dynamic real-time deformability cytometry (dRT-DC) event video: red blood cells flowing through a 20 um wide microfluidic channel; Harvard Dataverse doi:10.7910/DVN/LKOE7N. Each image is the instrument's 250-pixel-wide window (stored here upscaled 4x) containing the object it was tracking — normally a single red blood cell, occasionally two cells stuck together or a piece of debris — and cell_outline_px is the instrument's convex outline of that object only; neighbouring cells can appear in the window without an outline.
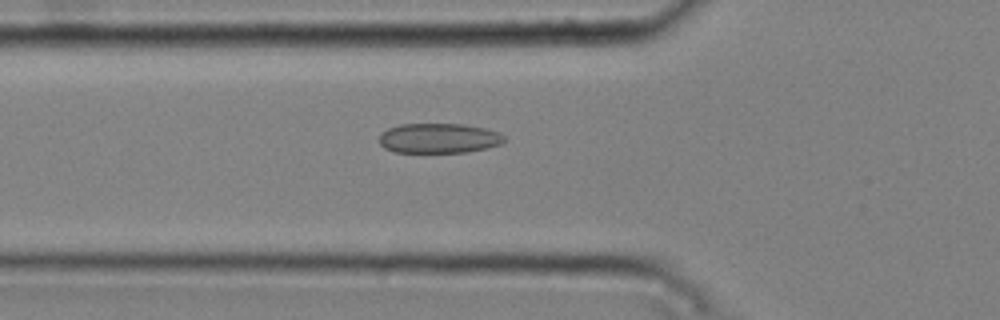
{"species": "common noctule bat (a hibernating species)", "species_latin": "Nyctalus noctula", "temperature_condition": "cold", "stored_images_in_passage": 32, "camera_frame_rate_fps": 3000, "um_per_image_px": 0.085, "animal": {"sex": "male", "body_mass_g": 20.4}, "frame": {"image": 1, "passage_image": 3, "time_ms": 0.667, "image_size_px": [1000, 320], "cell_outline_px": [[504, 140], [500, 144], [484, 148], [464, 152], [392, 152], [384, 148], [380, 144], [380, 132], [388, 128], [400, 124], [464, 124], [484, 128], [500, 132], [504, 136]], "centroid_in_image_um": [37.26, 11.74], "position_along_channel_um": 88.5, "area_um2": 21.73}}
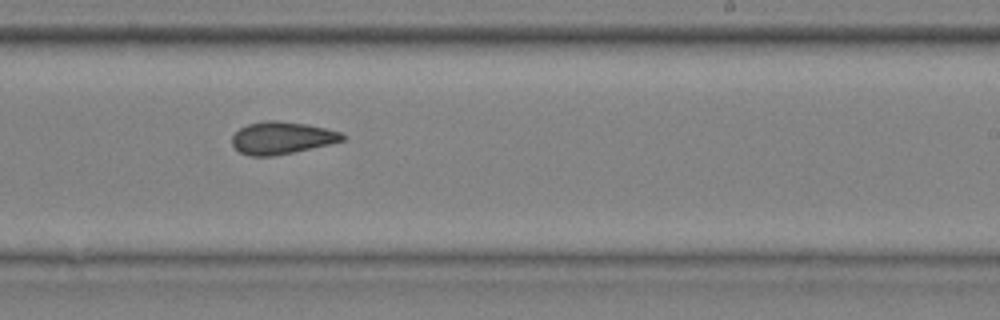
{"frame": {"image": 2, "passage_image": 17, "time_ms": 5.333, "image_size_px": [1000, 320], "cell_outline_px": [[348, 136], [344, 140], [328, 144], [292, 152], [272, 156], [248, 156], [240, 152], [232, 144], [232, 136], [240, 128], [248, 124], [264, 120], [276, 120], [308, 124], [340, 132]], "centroid_in_image_um": [23.94, 11.71], "position_along_channel_um": 265.1, "area_um2": 20.69}}
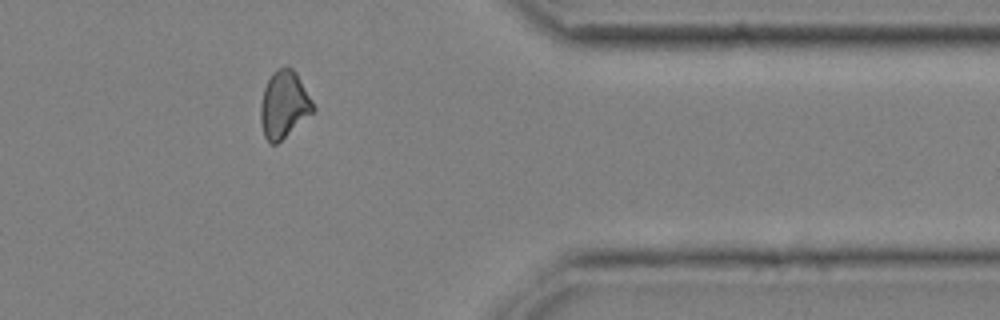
{"frame": {"image": 3, "passage_image": 28, "time_ms": 9.0, "image_size_px": [1000, 320], "cell_outline_px": [[316, 112], [276, 144], [268, 144], [264, 136], [260, 120], [260, 104], [264, 88], [272, 72], [288, 64], [296, 72], [312, 100], [316, 108]], "centroid_in_image_um": [24.15, 8.9], "position_along_channel_um": 387.2, "area_um2": 20.92}, "authors_computed_cell_mechanics": {"area_um2": 20.7791, "velocity_mm_per_s": 3.7814, "shape_relaxation_time_tau1_ms": null, "shape_relaxation_time_tau2_ms": 2.11, "deformation_change_tau1": null, "deformation_change_tau2": 0.0879}}